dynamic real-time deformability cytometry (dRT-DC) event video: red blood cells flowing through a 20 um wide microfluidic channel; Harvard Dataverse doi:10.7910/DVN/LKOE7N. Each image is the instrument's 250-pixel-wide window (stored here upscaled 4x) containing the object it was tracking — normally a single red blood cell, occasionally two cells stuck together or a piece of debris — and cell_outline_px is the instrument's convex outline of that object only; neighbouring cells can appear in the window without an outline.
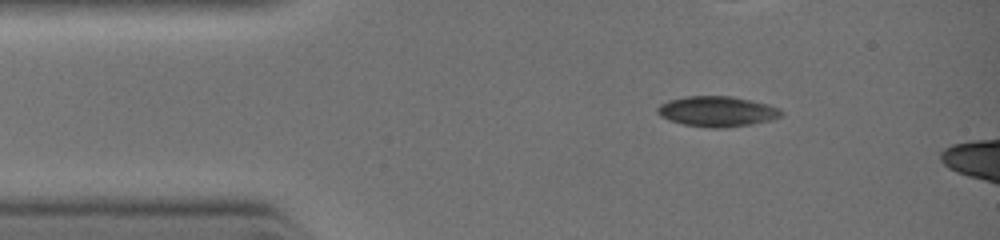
{"species": "common noctule bat (a hibernating species)", "species_latin": "Nyctalus noctula", "temperature_condition": "warm", "stored_images_in_passage": 3, "camera_frame_rate_fps": 3000, "um_per_image_px": 0.085, "animal": {"sex": "female", "body_mass_g": 19.0, "forearm_length_mm": 51.5}, "frame": {"image": 1, "passage_image": 1, "time_ms": 0.0, "image_size_px": [1000, 240], "cell_outline_px": [[784, 116], [772, 120], [752, 124], [720, 128], [712, 128], [684, 124], [668, 120], [660, 116], [656, 112], [656, 108], [660, 104], [668, 100], [684, 96], [732, 96], [752, 100], [768, 104], [780, 108], [784, 112]], "centroid_in_image_um": [60.98, 9.46], "position_along_channel_um": 24.0, "area_um2": 22.2}}